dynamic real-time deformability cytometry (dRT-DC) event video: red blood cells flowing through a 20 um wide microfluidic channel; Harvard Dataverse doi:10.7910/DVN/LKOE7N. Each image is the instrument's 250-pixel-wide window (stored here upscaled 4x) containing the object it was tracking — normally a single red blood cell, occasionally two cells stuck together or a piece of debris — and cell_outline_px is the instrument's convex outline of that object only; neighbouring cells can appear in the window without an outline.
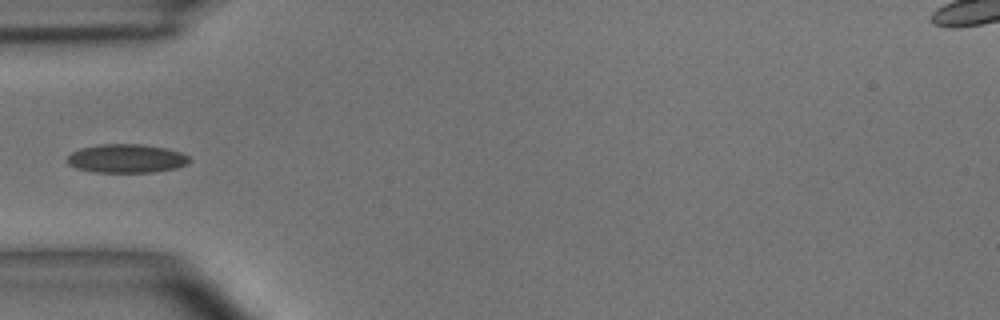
{"species": "common noctule bat (a hibernating species)", "species_latin": "Nyctalus noctula", "temperature_condition": "room temperature", "stored_images_in_passage": 4, "camera_frame_rate_fps": 3000, "um_per_image_px": 0.085, "animal": {"sex": "male", "body_mass_g": 15.6}, "frame": {"image": 1, "passage_image": 4, "time_ms": 4.333, "image_size_px": [1000, 320], "cell_outline_px": [[192, 160], [176, 168], [152, 172], [92, 172], [76, 168], [68, 164], [68, 156], [72, 152], [80, 148], [100, 144], [144, 144], [168, 148], [180, 152], [188, 156]], "centroid_in_image_um": [10.75, 13.46], "position_along_channel_um": 74.3, "area_um2": 20.46}}